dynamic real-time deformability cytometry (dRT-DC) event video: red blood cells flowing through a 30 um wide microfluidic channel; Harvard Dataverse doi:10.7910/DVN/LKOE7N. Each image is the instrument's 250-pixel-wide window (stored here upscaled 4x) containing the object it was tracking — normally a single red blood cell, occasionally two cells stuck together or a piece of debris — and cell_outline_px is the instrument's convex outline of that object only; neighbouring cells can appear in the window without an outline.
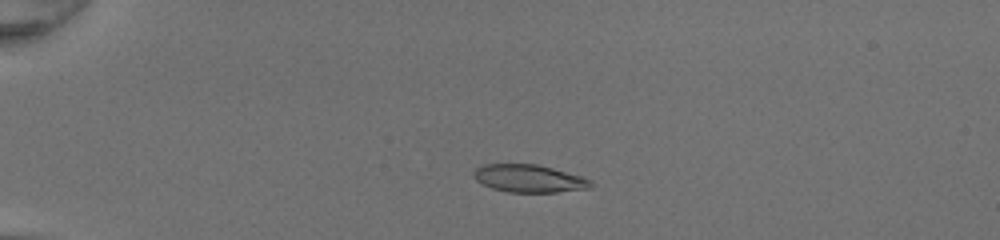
{"species": "common noctule bat (a hibernating species)", "species_latin": "Nyctalus noctula", "temperature_condition": "room temperature", "stored_images_in_passage": 46, "camera_frame_rate_fps": 3000, "um_per_image_px": 0.085, "animal": {"sex": "female", "body_mass_g": 20.0, "forearm_length_mm": 54.0}, "frame": {"image": 1, "passage_image": 9, "time_ms": 2.667, "image_size_px": [1000, 240], "cell_outline_px": [[596, 184], [588, 188], [556, 192], [508, 192], [492, 188], [480, 184], [472, 176], [472, 172], [476, 168], [484, 164], [536, 164], [552, 168], [580, 176], [592, 180]], "centroid_in_image_um": [44.93, 15.17], "position_along_channel_um": 40.1, "area_um2": 18.96}}
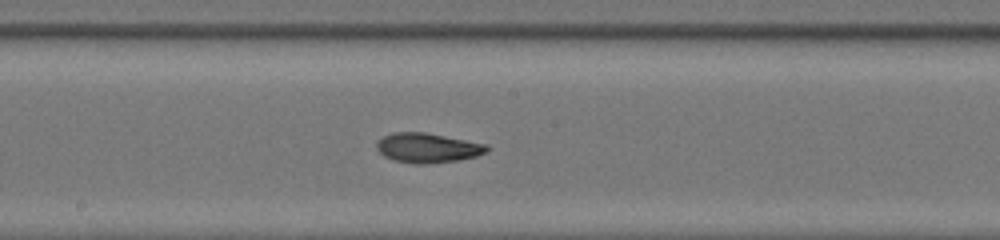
{"frame": {"image": 2, "passage_image": 25, "time_ms": 8.0, "image_size_px": [1000, 240], "cell_outline_px": [[488, 152], [476, 156], [460, 160], [424, 164], [416, 164], [392, 160], [384, 156], [376, 148], [376, 144], [384, 136], [392, 132], [424, 132], [488, 144]], "centroid_in_image_um": [36.36, 12.57], "position_along_channel_um": 211.8, "area_um2": 19.07}}
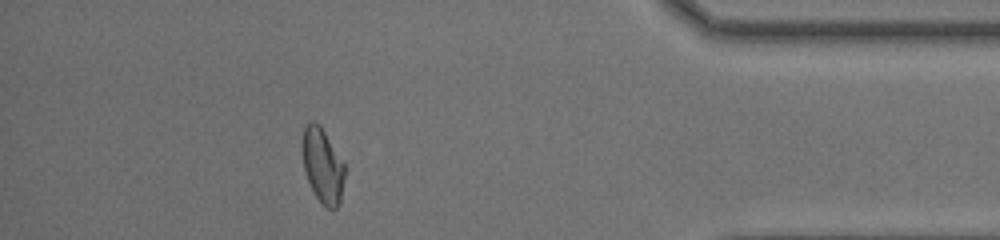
{"frame": {"image": 3, "passage_image": 41, "time_ms": 13.333, "image_size_px": [1000, 240], "cell_outline_px": [[344, 176], [340, 204], [336, 208], [324, 208], [316, 196], [308, 180], [304, 168], [300, 148], [300, 144], [304, 128], [308, 120], [312, 120], [320, 124], [344, 164]], "centroid_in_image_um": [27.38, 14.04], "position_along_channel_um": 407.8, "area_um2": 18.61}, "authors_computed_cell_mechanics": {"area_um2": 19.074, "velocity_mm_per_s": 4.3026, "shape_relaxation_time_tau1_ms": 8.3313, "shape_relaxation_time_tau2_ms": 1.8832, "deformation_change_tau1": 0.2457, "deformation_change_tau2": 0.0734}}